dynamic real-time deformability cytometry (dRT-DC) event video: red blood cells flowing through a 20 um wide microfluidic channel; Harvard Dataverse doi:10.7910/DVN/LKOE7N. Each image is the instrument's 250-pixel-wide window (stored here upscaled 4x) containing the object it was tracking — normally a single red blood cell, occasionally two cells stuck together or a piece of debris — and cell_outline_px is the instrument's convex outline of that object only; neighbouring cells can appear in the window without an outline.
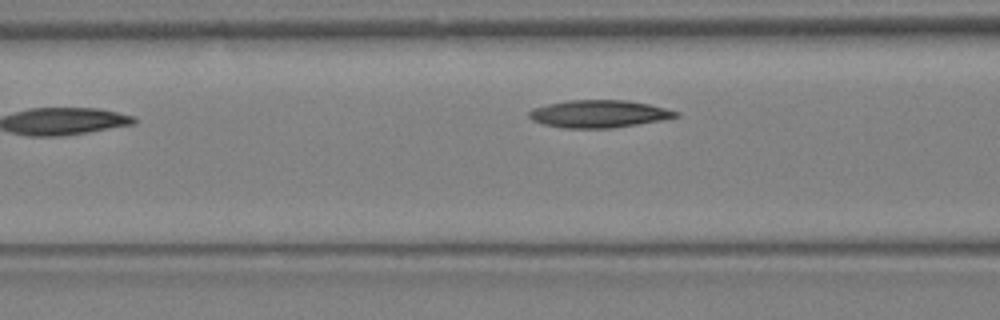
{"species": "Egyptian fruit bat (a non-hibernating species)", "species_latin": "Rousettus aegyptiacus", "temperature_condition": "warm", "stored_images_in_passage": 7, "camera_frame_rate_fps": 3000, "um_per_image_px": 0.085, "animal": {"sex": "female"}, "frame": {"image": 1, "passage_image": 7, "time_ms": 2.0, "image_size_px": [1000, 320], "cell_outline_px": [[680, 116], [660, 120], [612, 128], [564, 128], [544, 124], [532, 120], [528, 116], [528, 112], [532, 108], [548, 104], [568, 100], [628, 100], [648, 104], [680, 112]], "centroid_in_image_um": [50.88, 9.67], "position_along_channel_um": 115.7, "area_um2": 23.41}}